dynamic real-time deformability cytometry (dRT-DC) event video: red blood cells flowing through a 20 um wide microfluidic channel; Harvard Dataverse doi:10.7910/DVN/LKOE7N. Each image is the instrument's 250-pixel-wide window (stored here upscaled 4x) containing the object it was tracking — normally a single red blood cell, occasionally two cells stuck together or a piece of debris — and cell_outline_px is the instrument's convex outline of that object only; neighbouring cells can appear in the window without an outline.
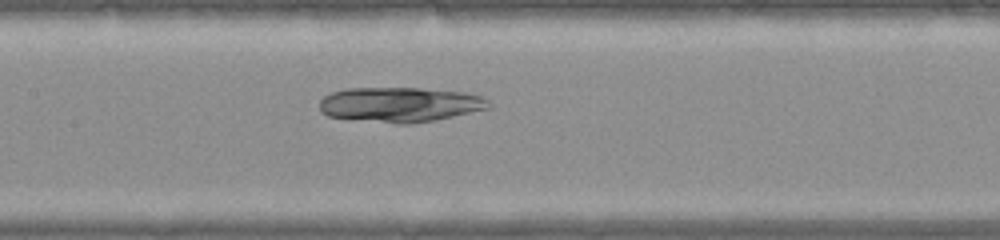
{"species": "common noctule bat (a hibernating species)", "species_latin": "Nyctalus noctula", "temperature_condition": "warm", "stored_images_in_passage": 30, "camera_frame_rate_fps": 3000, "um_per_image_px": 0.085, "animal": {"sex": "female", "body_mass_g": 22.0, "forearm_length_mm": 56.7}, "frame": {"image": 1, "passage_image": 9, "time_ms": 2.667, "image_size_px": [1000, 240], "cell_outline_px": [[492, 104], [488, 108], [452, 116], [432, 120], [408, 124], [396, 124], [328, 116], [320, 112], [320, 100], [324, 96], [332, 92], [344, 88], [420, 88], [464, 92], [480, 96], [488, 100]], "centroid_in_image_um": [33.96, 8.88], "position_along_channel_um": 173.4, "area_um2": 34.22}}
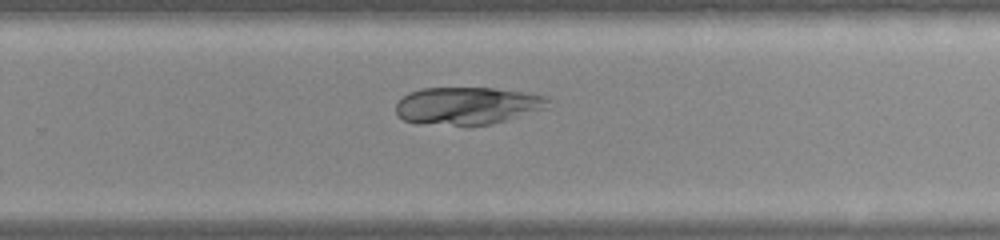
{"frame": {"image": 2, "passage_image": 16, "time_ms": 5.0, "image_size_px": [1000, 240], "cell_outline_px": [[552, 100], [548, 108], [492, 124], [416, 124], [404, 120], [396, 112], [396, 104], [408, 92], [420, 88], [492, 88], [524, 92], [548, 96]], "centroid_in_image_um": [39.76, 8.97], "position_along_channel_um": 290.0, "area_um2": 33.29}}
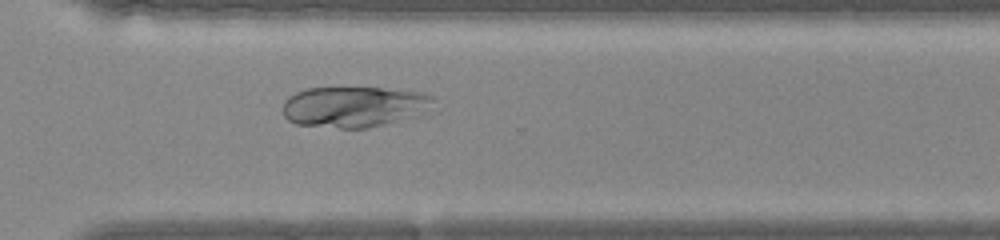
{"frame": {"image": 3, "passage_image": 19, "time_ms": 6.0, "image_size_px": [1000, 240], "cell_outline_px": [[436, 96], [432, 100], [392, 120], [380, 124], [364, 128], [340, 128], [296, 124], [288, 120], [284, 116], [284, 100], [288, 96], [296, 92], [308, 88], [380, 88], [424, 92]], "centroid_in_image_um": [29.83, 9.03], "position_along_channel_um": 340.8, "area_um2": 33.87}}